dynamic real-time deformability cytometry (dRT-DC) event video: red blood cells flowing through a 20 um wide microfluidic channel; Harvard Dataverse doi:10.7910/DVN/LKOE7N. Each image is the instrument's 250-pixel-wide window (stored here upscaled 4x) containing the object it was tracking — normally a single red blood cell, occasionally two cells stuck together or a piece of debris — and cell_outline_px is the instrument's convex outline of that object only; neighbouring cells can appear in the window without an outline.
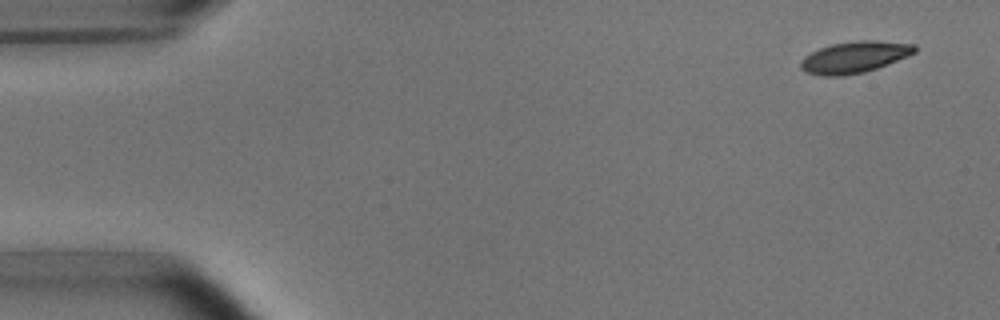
{"species": "common noctule bat (a hibernating species)", "species_latin": "Nyctalus noctula", "temperature_condition": "room temperature", "stored_images_in_passage": 5, "camera_frame_rate_fps": 3000, "um_per_image_px": 0.085, "animal": {"sex": "male", "body_mass_g": 15.6}, "frame": {"image": 1, "passage_image": 1, "time_ms": 0.0, "image_size_px": [1000, 320], "cell_outline_px": [[916, 52], [908, 56], [876, 68], [864, 72], [840, 76], [824, 76], [804, 72], [800, 68], [800, 60], [804, 56], [820, 48], [832, 44], [856, 40], [876, 40], [916, 44]], "centroid_in_image_um": [72.62, 4.85], "position_along_channel_um": 12.4, "area_um2": 20.98}}
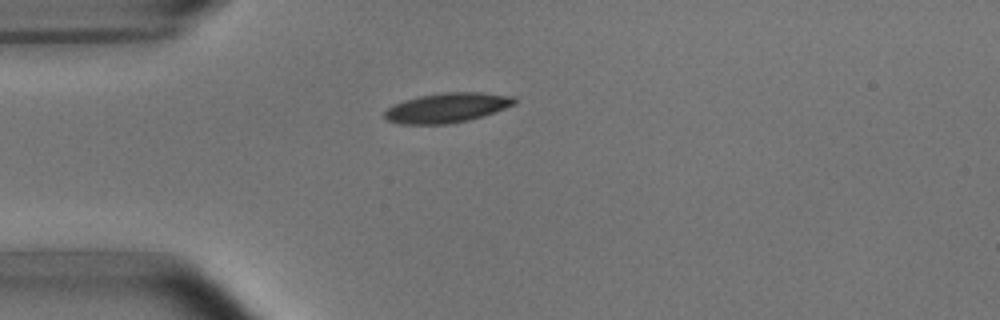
{"frame": {"image": 2, "passage_image": 4, "time_ms": 3.667, "image_size_px": [1000, 320], "cell_outline_px": [[516, 104], [484, 116], [468, 120], [448, 124], [400, 124], [388, 120], [384, 116], [384, 112], [392, 104], [404, 100], [420, 96], [440, 92], [480, 92], [516, 96]], "centroid_in_image_um": [38.02, 9.15], "position_along_channel_um": 47.0, "area_um2": 22.66}}